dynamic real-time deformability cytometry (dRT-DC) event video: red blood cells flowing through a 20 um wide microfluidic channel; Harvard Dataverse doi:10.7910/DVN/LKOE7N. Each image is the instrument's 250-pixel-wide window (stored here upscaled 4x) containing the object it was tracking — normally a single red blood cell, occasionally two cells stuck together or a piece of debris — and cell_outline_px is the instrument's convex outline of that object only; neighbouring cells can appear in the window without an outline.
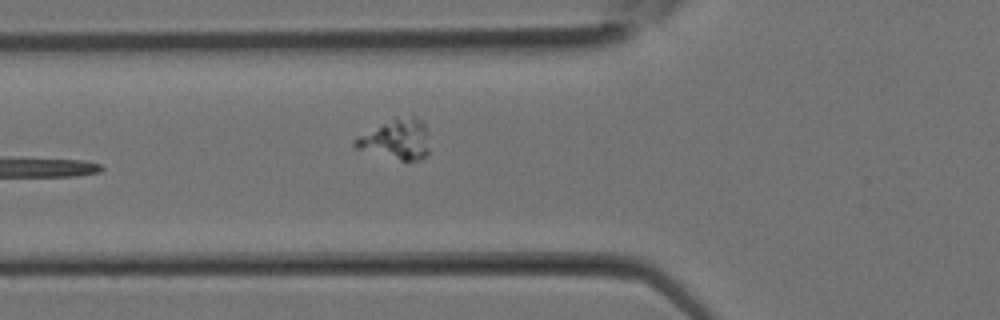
{"species": "Egyptian fruit bat (a non-hibernating species)", "species_latin": "Rousettus aegyptiacus", "temperature_condition": "room temperature", "stored_images_in_passage": 11, "camera_frame_rate_fps": 3000, "um_per_image_px": 0.085, "animal": {"sex": "female"}, "frame": {"image": 1, "passage_image": 11, "time_ms": 3.333, "image_size_px": [1000, 320], "cell_outline_px": [[428, 152], [424, 156], [416, 160], [400, 160], [356, 148], [352, 144], [352, 140], [356, 136], [392, 116], [412, 112], [424, 124], [428, 132]], "centroid_in_image_um": [33.66, 11.74], "position_along_channel_um": 92.1, "area_um2": 18.09}}